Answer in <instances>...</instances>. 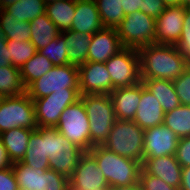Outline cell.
<instances>
[{"instance_id":"7dc6e473","label":"cell","mask_w":190,"mask_h":190,"mask_svg":"<svg viewBox=\"0 0 190 190\" xmlns=\"http://www.w3.org/2000/svg\"><path fill=\"white\" fill-rule=\"evenodd\" d=\"M16 1L19 0H0V10L6 9L8 6L12 5Z\"/></svg>"},{"instance_id":"ab89813d","label":"cell","mask_w":190,"mask_h":190,"mask_svg":"<svg viewBox=\"0 0 190 190\" xmlns=\"http://www.w3.org/2000/svg\"><path fill=\"white\" fill-rule=\"evenodd\" d=\"M166 6L162 0H142V12L157 19Z\"/></svg>"},{"instance_id":"6da1fadb","label":"cell","mask_w":190,"mask_h":190,"mask_svg":"<svg viewBox=\"0 0 190 190\" xmlns=\"http://www.w3.org/2000/svg\"><path fill=\"white\" fill-rule=\"evenodd\" d=\"M141 79L174 81L190 64L176 45L150 44L138 49Z\"/></svg>"},{"instance_id":"ac0fdd59","label":"cell","mask_w":190,"mask_h":190,"mask_svg":"<svg viewBox=\"0 0 190 190\" xmlns=\"http://www.w3.org/2000/svg\"><path fill=\"white\" fill-rule=\"evenodd\" d=\"M142 168L177 189L181 186L182 166L175 155L143 158Z\"/></svg>"},{"instance_id":"ba28073f","label":"cell","mask_w":190,"mask_h":190,"mask_svg":"<svg viewBox=\"0 0 190 190\" xmlns=\"http://www.w3.org/2000/svg\"><path fill=\"white\" fill-rule=\"evenodd\" d=\"M156 19L136 11L125 15L116 27V32L124 47L139 49L155 43Z\"/></svg>"},{"instance_id":"1f68e13d","label":"cell","mask_w":190,"mask_h":190,"mask_svg":"<svg viewBox=\"0 0 190 190\" xmlns=\"http://www.w3.org/2000/svg\"><path fill=\"white\" fill-rule=\"evenodd\" d=\"M104 28H115L123 21L125 14L122 0H95Z\"/></svg>"},{"instance_id":"8d00e7d4","label":"cell","mask_w":190,"mask_h":190,"mask_svg":"<svg viewBox=\"0 0 190 190\" xmlns=\"http://www.w3.org/2000/svg\"><path fill=\"white\" fill-rule=\"evenodd\" d=\"M139 185L141 190H179L171 185H168L159 177L148 174L143 168L139 176Z\"/></svg>"},{"instance_id":"c3c4849f","label":"cell","mask_w":190,"mask_h":190,"mask_svg":"<svg viewBox=\"0 0 190 190\" xmlns=\"http://www.w3.org/2000/svg\"><path fill=\"white\" fill-rule=\"evenodd\" d=\"M166 7L179 5V0H162Z\"/></svg>"},{"instance_id":"74e56055","label":"cell","mask_w":190,"mask_h":190,"mask_svg":"<svg viewBox=\"0 0 190 190\" xmlns=\"http://www.w3.org/2000/svg\"><path fill=\"white\" fill-rule=\"evenodd\" d=\"M176 47L190 64V8L185 10L183 30Z\"/></svg>"},{"instance_id":"d6a6232c","label":"cell","mask_w":190,"mask_h":190,"mask_svg":"<svg viewBox=\"0 0 190 190\" xmlns=\"http://www.w3.org/2000/svg\"><path fill=\"white\" fill-rule=\"evenodd\" d=\"M46 4L43 0H19L8 6L6 10L16 19L25 22L33 21L45 13Z\"/></svg>"},{"instance_id":"d4e9b609","label":"cell","mask_w":190,"mask_h":190,"mask_svg":"<svg viewBox=\"0 0 190 190\" xmlns=\"http://www.w3.org/2000/svg\"><path fill=\"white\" fill-rule=\"evenodd\" d=\"M33 131L27 128H15L0 134L2 142L13 163L21 161L24 158L28 148L29 137Z\"/></svg>"},{"instance_id":"7bdbcfd3","label":"cell","mask_w":190,"mask_h":190,"mask_svg":"<svg viewBox=\"0 0 190 190\" xmlns=\"http://www.w3.org/2000/svg\"><path fill=\"white\" fill-rule=\"evenodd\" d=\"M122 8L125 15L136 11L142 12V0H122Z\"/></svg>"},{"instance_id":"4316f807","label":"cell","mask_w":190,"mask_h":190,"mask_svg":"<svg viewBox=\"0 0 190 190\" xmlns=\"http://www.w3.org/2000/svg\"><path fill=\"white\" fill-rule=\"evenodd\" d=\"M76 9V0H58L46 4L45 13L62 32L70 30Z\"/></svg>"},{"instance_id":"9c48e42d","label":"cell","mask_w":190,"mask_h":190,"mask_svg":"<svg viewBox=\"0 0 190 190\" xmlns=\"http://www.w3.org/2000/svg\"><path fill=\"white\" fill-rule=\"evenodd\" d=\"M66 88H79L78 66L58 65L45 73L25 88L31 99H39L55 91H66Z\"/></svg>"},{"instance_id":"7402d4cb","label":"cell","mask_w":190,"mask_h":190,"mask_svg":"<svg viewBox=\"0 0 190 190\" xmlns=\"http://www.w3.org/2000/svg\"><path fill=\"white\" fill-rule=\"evenodd\" d=\"M141 81L159 101L165 113L181 105L172 81L166 79H141Z\"/></svg>"},{"instance_id":"484cf974","label":"cell","mask_w":190,"mask_h":190,"mask_svg":"<svg viewBox=\"0 0 190 190\" xmlns=\"http://www.w3.org/2000/svg\"><path fill=\"white\" fill-rule=\"evenodd\" d=\"M30 23V41L36 50L46 47L53 39H55L60 31L56 25L48 18L46 13L37 16Z\"/></svg>"},{"instance_id":"681fc988","label":"cell","mask_w":190,"mask_h":190,"mask_svg":"<svg viewBox=\"0 0 190 190\" xmlns=\"http://www.w3.org/2000/svg\"><path fill=\"white\" fill-rule=\"evenodd\" d=\"M179 5H182L186 8H190V0H179Z\"/></svg>"},{"instance_id":"b9f144b4","label":"cell","mask_w":190,"mask_h":190,"mask_svg":"<svg viewBox=\"0 0 190 190\" xmlns=\"http://www.w3.org/2000/svg\"><path fill=\"white\" fill-rule=\"evenodd\" d=\"M10 58L6 45V38L3 33L0 32V67L10 66Z\"/></svg>"},{"instance_id":"5b68a950","label":"cell","mask_w":190,"mask_h":190,"mask_svg":"<svg viewBox=\"0 0 190 190\" xmlns=\"http://www.w3.org/2000/svg\"><path fill=\"white\" fill-rule=\"evenodd\" d=\"M103 146L122 157L143 162L144 130L133 120L116 119Z\"/></svg>"},{"instance_id":"d6986e66","label":"cell","mask_w":190,"mask_h":190,"mask_svg":"<svg viewBox=\"0 0 190 190\" xmlns=\"http://www.w3.org/2000/svg\"><path fill=\"white\" fill-rule=\"evenodd\" d=\"M109 96L113 103L116 119L134 120L141 99V82L114 89Z\"/></svg>"},{"instance_id":"4dcf8cb0","label":"cell","mask_w":190,"mask_h":190,"mask_svg":"<svg viewBox=\"0 0 190 190\" xmlns=\"http://www.w3.org/2000/svg\"><path fill=\"white\" fill-rule=\"evenodd\" d=\"M25 93L20 69L10 66L0 67V94L3 97L18 96Z\"/></svg>"},{"instance_id":"ffe728a7","label":"cell","mask_w":190,"mask_h":190,"mask_svg":"<svg viewBox=\"0 0 190 190\" xmlns=\"http://www.w3.org/2000/svg\"><path fill=\"white\" fill-rule=\"evenodd\" d=\"M165 112L159 101L151 94L141 81V99L135 113L134 122L143 130L164 123Z\"/></svg>"},{"instance_id":"4fadbf2b","label":"cell","mask_w":190,"mask_h":190,"mask_svg":"<svg viewBox=\"0 0 190 190\" xmlns=\"http://www.w3.org/2000/svg\"><path fill=\"white\" fill-rule=\"evenodd\" d=\"M109 185L95 158L84 152L69 177V190H108Z\"/></svg>"},{"instance_id":"603a6c76","label":"cell","mask_w":190,"mask_h":190,"mask_svg":"<svg viewBox=\"0 0 190 190\" xmlns=\"http://www.w3.org/2000/svg\"><path fill=\"white\" fill-rule=\"evenodd\" d=\"M60 33L65 37L68 62L78 67L85 64L92 36L72 30H65Z\"/></svg>"},{"instance_id":"277c9868","label":"cell","mask_w":190,"mask_h":190,"mask_svg":"<svg viewBox=\"0 0 190 190\" xmlns=\"http://www.w3.org/2000/svg\"><path fill=\"white\" fill-rule=\"evenodd\" d=\"M80 99L90 122V142L93 147L103 145L116 121L112 100L107 94H85Z\"/></svg>"},{"instance_id":"3957f363","label":"cell","mask_w":190,"mask_h":190,"mask_svg":"<svg viewBox=\"0 0 190 190\" xmlns=\"http://www.w3.org/2000/svg\"><path fill=\"white\" fill-rule=\"evenodd\" d=\"M45 156L50 169L70 177L84 151L58 132L56 127H44Z\"/></svg>"},{"instance_id":"836d02e7","label":"cell","mask_w":190,"mask_h":190,"mask_svg":"<svg viewBox=\"0 0 190 190\" xmlns=\"http://www.w3.org/2000/svg\"><path fill=\"white\" fill-rule=\"evenodd\" d=\"M6 45L11 65L19 69L37 52L30 40L17 42L6 39Z\"/></svg>"},{"instance_id":"ee69618b","label":"cell","mask_w":190,"mask_h":190,"mask_svg":"<svg viewBox=\"0 0 190 190\" xmlns=\"http://www.w3.org/2000/svg\"><path fill=\"white\" fill-rule=\"evenodd\" d=\"M13 167V161L10 159L7 150L0 137V169H8Z\"/></svg>"},{"instance_id":"60d3db41","label":"cell","mask_w":190,"mask_h":190,"mask_svg":"<svg viewBox=\"0 0 190 190\" xmlns=\"http://www.w3.org/2000/svg\"><path fill=\"white\" fill-rule=\"evenodd\" d=\"M18 188L12 168L0 169V190H18Z\"/></svg>"},{"instance_id":"e0dca14e","label":"cell","mask_w":190,"mask_h":190,"mask_svg":"<svg viewBox=\"0 0 190 190\" xmlns=\"http://www.w3.org/2000/svg\"><path fill=\"white\" fill-rule=\"evenodd\" d=\"M124 46L115 28H103L91 37L87 62L105 63L110 57L121 51Z\"/></svg>"},{"instance_id":"83f0119b","label":"cell","mask_w":190,"mask_h":190,"mask_svg":"<svg viewBox=\"0 0 190 190\" xmlns=\"http://www.w3.org/2000/svg\"><path fill=\"white\" fill-rule=\"evenodd\" d=\"M30 31L29 22L16 19L6 9L0 10V32L6 39L17 42L30 40Z\"/></svg>"},{"instance_id":"9a60e30c","label":"cell","mask_w":190,"mask_h":190,"mask_svg":"<svg viewBox=\"0 0 190 190\" xmlns=\"http://www.w3.org/2000/svg\"><path fill=\"white\" fill-rule=\"evenodd\" d=\"M182 5L168 6L156 19L155 44L176 45L183 30L184 13Z\"/></svg>"},{"instance_id":"f546056e","label":"cell","mask_w":190,"mask_h":190,"mask_svg":"<svg viewBox=\"0 0 190 190\" xmlns=\"http://www.w3.org/2000/svg\"><path fill=\"white\" fill-rule=\"evenodd\" d=\"M54 67L51 61L38 51L20 68L21 80L26 88Z\"/></svg>"},{"instance_id":"f35d334b","label":"cell","mask_w":190,"mask_h":190,"mask_svg":"<svg viewBox=\"0 0 190 190\" xmlns=\"http://www.w3.org/2000/svg\"><path fill=\"white\" fill-rule=\"evenodd\" d=\"M175 157L182 167H190V136L178 140Z\"/></svg>"},{"instance_id":"8fae6325","label":"cell","mask_w":190,"mask_h":190,"mask_svg":"<svg viewBox=\"0 0 190 190\" xmlns=\"http://www.w3.org/2000/svg\"><path fill=\"white\" fill-rule=\"evenodd\" d=\"M79 99V88H66V91H55L48 96L32 99L37 126L56 127L64 109Z\"/></svg>"},{"instance_id":"816d5d0a","label":"cell","mask_w":190,"mask_h":190,"mask_svg":"<svg viewBox=\"0 0 190 190\" xmlns=\"http://www.w3.org/2000/svg\"><path fill=\"white\" fill-rule=\"evenodd\" d=\"M18 190H30V189H27V188H18Z\"/></svg>"},{"instance_id":"f907efd6","label":"cell","mask_w":190,"mask_h":190,"mask_svg":"<svg viewBox=\"0 0 190 190\" xmlns=\"http://www.w3.org/2000/svg\"><path fill=\"white\" fill-rule=\"evenodd\" d=\"M56 1H58V0H43V2H44L45 4L52 3V2H56Z\"/></svg>"},{"instance_id":"f6af8a7d","label":"cell","mask_w":190,"mask_h":190,"mask_svg":"<svg viewBox=\"0 0 190 190\" xmlns=\"http://www.w3.org/2000/svg\"><path fill=\"white\" fill-rule=\"evenodd\" d=\"M181 190H190V167H182Z\"/></svg>"},{"instance_id":"44dd1931","label":"cell","mask_w":190,"mask_h":190,"mask_svg":"<svg viewBox=\"0 0 190 190\" xmlns=\"http://www.w3.org/2000/svg\"><path fill=\"white\" fill-rule=\"evenodd\" d=\"M103 28L95 0H76V9L70 30L92 36Z\"/></svg>"},{"instance_id":"8992f818","label":"cell","mask_w":190,"mask_h":190,"mask_svg":"<svg viewBox=\"0 0 190 190\" xmlns=\"http://www.w3.org/2000/svg\"><path fill=\"white\" fill-rule=\"evenodd\" d=\"M56 128L84 152H89L93 148L90 142V122L81 99L64 109Z\"/></svg>"},{"instance_id":"f1b7e54d","label":"cell","mask_w":190,"mask_h":190,"mask_svg":"<svg viewBox=\"0 0 190 190\" xmlns=\"http://www.w3.org/2000/svg\"><path fill=\"white\" fill-rule=\"evenodd\" d=\"M163 124L171 129L179 139L190 136V106L181 104L166 112Z\"/></svg>"},{"instance_id":"bcb514c9","label":"cell","mask_w":190,"mask_h":190,"mask_svg":"<svg viewBox=\"0 0 190 190\" xmlns=\"http://www.w3.org/2000/svg\"><path fill=\"white\" fill-rule=\"evenodd\" d=\"M108 190H141L139 183L129 186H111Z\"/></svg>"},{"instance_id":"7a4b0ae2","label":"cell","mask_w":190,"mask_h":190,"mask_svg":"<svg viewBox=\"0 0 190 190\" xmlns=\"http://www.w3.org/2000/svg\"><path fill=\"white\" fill-rule=\"evenodd\" d=\"M89 153L95 158L109 187L139 183L142 162L122 157L103 145L94 146Z\"/></svg>"},{"instance_id":"7c38bea8","label":"cell","mask_w":190,"mask_h":190,"mask_svg":"<svg viewBox=\"0 0 190 190\" xmlns=\"http://www.w3.org/2000/svg\"><path fill=\"white\" fill-rule=\"evenodd\" d=\"M105 66L112 81V91L141 82L140 61L137 49L124 47L110 57Z\"/></svg>"},{"instance_id":"e575fe53","label":"cell","mask_w":190,"mask_h":190,"mask_svg":"<svg viewBox=\"0 0 190 190\" xmlns=\"http://www.w3.org/2000/svg\"><path fill=\"white\" fill-rule=\"evenodd\" d=\"M65 37L60 33L46 47L38 50L52 62L54 66L70 64L67 59V47Z\"/></svg>"},{"instance_id":"f5cc1de1","label":"cell","mask_w":190,"mask_h":190,"mask_svg":"<svg viewBox=\"0 0 190 190\" xmlns=\"http://www.w3.org/2000/svg\"><path fill=\"white\" fill-rule=\"evenodd\" d=\"M2 99H3V96L0 94V102H1Z\"/></svg>"},{"instance_id":"30bf717a","label":"cell","mask_w":190,"mask_h":190,"mask_svg":"<svg viewBox=\"0 0 190 190\" xmlns=\"http://www.w3.org/2000/svg\"><path fill=\"white\" fill-rule=\"evenodd\" d=\"M12 170L19 188L30 190H69V178L52 169H35L22 161L14 162Z\"/></svg>"},{"instance_id":"52a82bcc","label":"cell","mask_w":190,"mask_h":190,"mask_svg":"<svg viewBox=\"0 0 190 190\" xmlns=\"http://www.w3.org/2000/svg\"><path fill=\"white\" fill-rule=\"evenodd\" d=\"M15 128H38L33 100L26 93L3 97L0 102V134Z\"/></svg>"},{"instance_id":"2e32d148","label":"cell","mask_w":190,"mask_h":190,"mask_svg":"<svg viewBox=\"0 0 190 190\" xmlns=\"http://www.w3.org/2000/svg\"><path fill=\"white\" fill-rule=\"evenodd\" d=\"M179 138L166 125L144 130L143 158L175 155Z\"/></svg>"},{"instance_id":"cb8c5ba5","label":"cell","mask_w":190,"mask_h":190,"mask_svg":"<svg viewBox=\"0 0 190 190\" xmlns=\"http://www.w3.org/2000/svg\"><path fill=\"white\" fill-rule=\"evenodd\" d=\"M21 161L36 170L50 169L49 158L45 156L44 127H38L30 134L28 148Z\"/></svg>"},{"instance_id":"5bb4252c","label":"cell","mask_w":190,"mask_h":190,"mask_svg":"<svg viewBox=\"0 0 190 190\" xmlns=\"http://www.w3.org/2000/svg\"><path fill=\"white\" fill-rule=\"evenodd\" d=\"M80 95L112 92V81L105 63L86 62L78 67Z\"/></svg>"},{"instance_id":"d590c367","label":"cell","mask_w":190,"mask_h":190,"mask_svg":"<svg viewBox=\"0 0 190 190\" xmlns=\"http://www.w3.org/2000/svg\"><path fill=\"white\" fill-rule=\"evenodd\" d=\"M172 82L180 103L190 106V66Z\"/></svg>"}]
</instances>
